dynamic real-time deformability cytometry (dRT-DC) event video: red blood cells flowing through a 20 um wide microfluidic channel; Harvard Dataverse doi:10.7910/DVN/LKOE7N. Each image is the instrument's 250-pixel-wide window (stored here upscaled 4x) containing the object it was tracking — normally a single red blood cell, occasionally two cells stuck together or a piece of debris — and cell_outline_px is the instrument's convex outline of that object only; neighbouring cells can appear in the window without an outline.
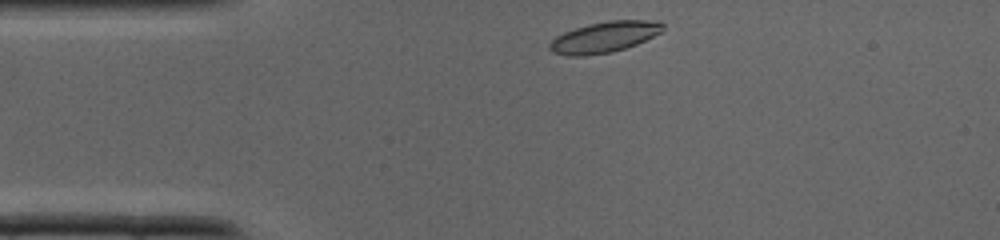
{"species": "common noctule bat (a hibernating species)", "species_latin": "Nyctalus noctula", "temperature_condition": "cold", "stored_images_in_passage": 31, "camera_frame_rate_fps": 3000, "um_per_image_px": 0.085, "animal": {"sex": "male", "body_mass_g": 19.0, "forearm_length_mm": 50.8}, "frame": {"image": 1, "passage_image": 1, "time_ms": 0.0, "image_size_px": [1000, 240], "cell_outline_px": [[664, 28], [660, 32], [636, 44], [612, 52], [584, 56], [568, 56], [552, 52], [548, 48], [548, 44], [556, 36], [564, 32], [588, 24], [608, 20], [660, 20], [664, 24]], "centroid_in_image_um": [51.35, 3.15], "position_along_channel_um": 33.6, "area_um2": 20.4}}
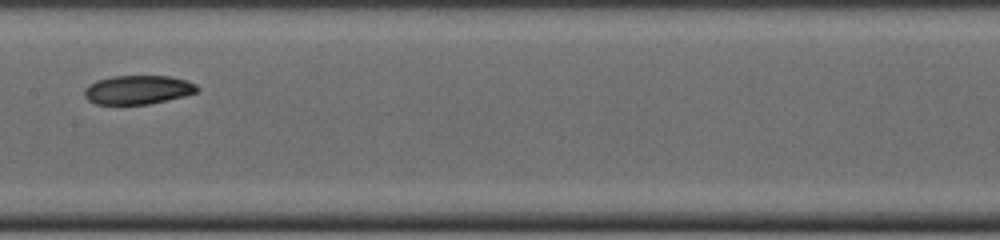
{"frame": {"image": 2, "passage_image": 12, "time_ms": 3.667, "image_size_px": [1000, 240], "cell_outline_px": [[200, 88], [196, 92], [184, 96], [148, 104], [96, 104], [88, 100], [84, 96], [84, 88], [88, 84], [96, 80], [112, 76], [172, 76], [188, 80], [196, 84]], "centroid_in_image_um": [11.71, 7.62], "position_along_channel_um": 195.7, "area_um2": 19.13}}
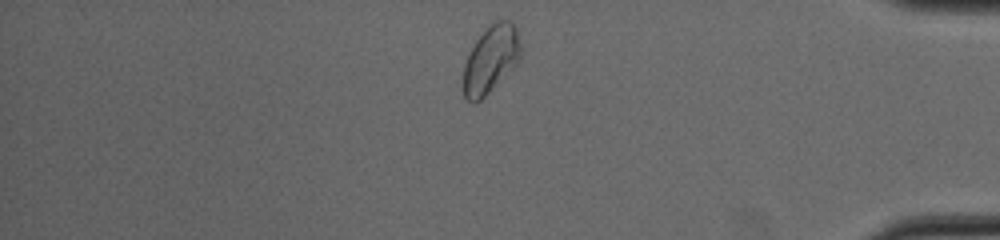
{"frame": {"image": 3, "passage_image": 25, "time_ms": 8.0, "image_size_px": [1000, 240], "cell_outline_px": [[520, 60], [480, 100], [472, 104], [464, 96], [464, 64], [476, 40], [496, 20], [512, 20], [516, 28], [520, 44]], "centroid_in_image_um": [41.72, 5.03], "position_along_channel_um": 393.5, "area_um2": 21.91}}